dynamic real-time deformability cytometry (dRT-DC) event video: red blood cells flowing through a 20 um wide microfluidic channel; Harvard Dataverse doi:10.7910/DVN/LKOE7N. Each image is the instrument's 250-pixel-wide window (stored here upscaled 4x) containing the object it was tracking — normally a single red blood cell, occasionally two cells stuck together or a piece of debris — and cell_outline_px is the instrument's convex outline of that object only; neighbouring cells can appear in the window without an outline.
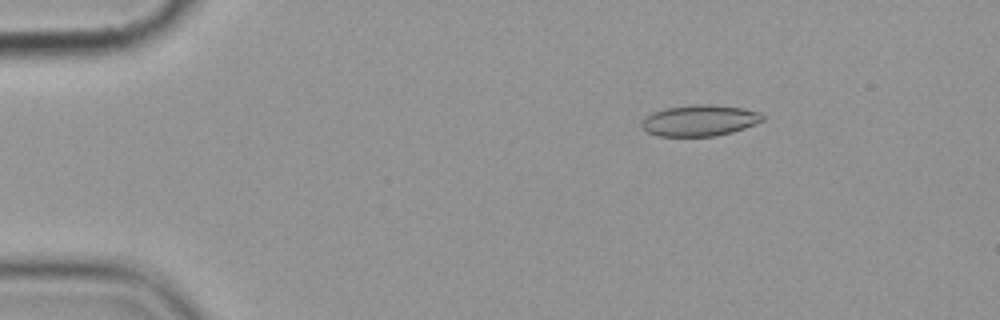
{"species": "common noctule bat (a hibernating species)", "species_latin": "Nyctalus noctula", "temperature_condition": "cold", "stored_images_in_passage": 4, "camera_frame_rate_fps": 3000, "um_per_image_px": 0.085, "animal": {"sex": "female", "body_mass_g": 19.9}, "frame": {"image": 1, "passage_image": 2, "time_ms": 1.0, "image_size_px": [1000, 320], "cell_outline_px": [[764, 120], [756, 124], [732, 132], [716, 136], [656, 136], [640, 128], [640, 120], [652, 112], [664, 108], [696, 104], [712, 104], [744, 108], [760, 112], [764, 116]], "centroid_in_image_um": [59.44, 10.24], "position_along_channel_um": 25.6, "area_um2": 22.31}}